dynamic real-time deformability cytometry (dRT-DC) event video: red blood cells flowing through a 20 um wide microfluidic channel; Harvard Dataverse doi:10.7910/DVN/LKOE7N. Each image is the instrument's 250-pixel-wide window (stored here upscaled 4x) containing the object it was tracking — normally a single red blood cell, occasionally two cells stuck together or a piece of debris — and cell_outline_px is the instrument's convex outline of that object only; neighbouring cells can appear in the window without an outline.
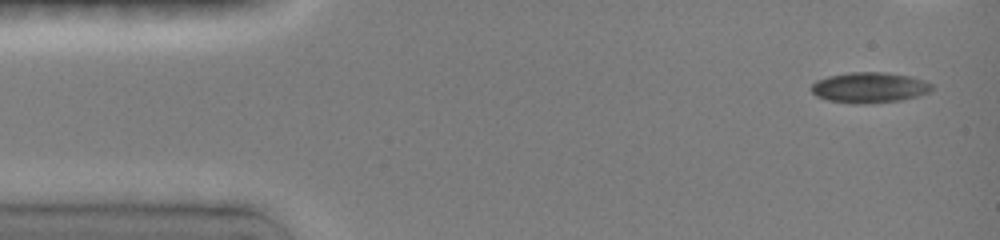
{"species": "common noctule bat (a hibernating species)", "species_latin": "Nyctalus noctula", "temperature_condition": "room temperature", "stored_images_in_passage": 6, "camera_frame_rate_fps": 3000, "um_per_image_px": 0.085, "animal": {"sex": "female", "body_mass_g": 19.0, "forearm_length_mm": 51.5}, "frame": {"image": 1, "passage_image": 1, "time_ms": 0.0, "image_size_px": [1000, 240], "cell_outline_px": [[932, 88], [928, 92], [916, 96], [900, 100], [864, 104], [856, 104], [828, 100], [816, 96], [812, 92], [812, 84], [816, 80], [828, 76], [848, 72], [888, 72], [912, 76], [924, 80], [932, 84]], "centroid_in_image_um": [73.89, 7.43], "position_along_channel_um": 11.1, "area_um2": 21.5}}
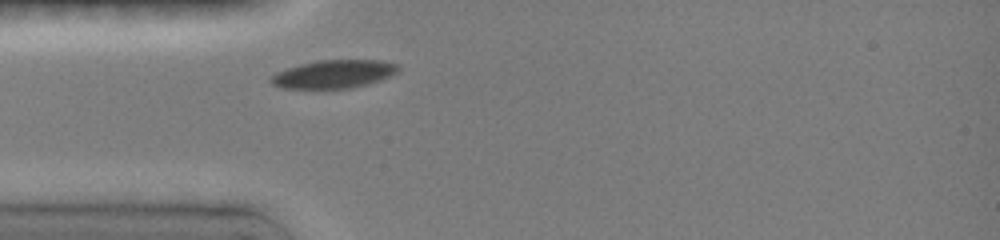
{"frame": {"image": 2, "passage_image": 6, "time_ms": 4.667, "image_size_px": [1000, 240], "cell_outline_px": [[396, 72], [380, 80], [348, 88], [284, 88], [272, 84], [268, 80], [276, 72], [300, 64], [320, 60], [380, 60], [396, 64]], "centroid_in_image_um": [28.31, 6.29], "position_along_channel_um": 56.7, "area_um2": 20.4}}